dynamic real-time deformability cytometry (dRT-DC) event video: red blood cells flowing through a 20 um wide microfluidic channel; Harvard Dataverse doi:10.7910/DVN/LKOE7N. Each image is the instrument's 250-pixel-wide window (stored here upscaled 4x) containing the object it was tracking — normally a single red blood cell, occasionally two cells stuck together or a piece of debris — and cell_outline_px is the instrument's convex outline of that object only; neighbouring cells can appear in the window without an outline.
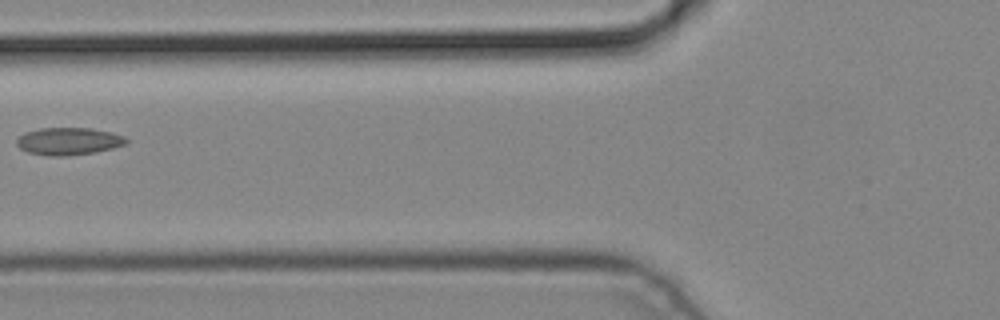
{"species": "common noctule bat (a hibernating species)", "species_latin": "Nyctalus noctula", "temperature_condition": "cold", "stored_images_in_passage": 2, "camera_frame_rate_fps": 3000, "um_per_image_px": 0.085, "animal": {"sex": "male", "body_mass_g": 19.2, "forearm_length_mm": 51.8}, "frame": {"image": 1, "passage_image": 2, "time_ms": 0.333, "image_size_px": [1000, 320], "cell_outline_px": [[128, 144], [96, 152], [64, 156], [48, 156], [28, 152], [20, 148], [16, 144], [16, 140], [24, 132], [40, 128], [92, 128], [112, 132], [124, 136], [128, 140]], "centroid_in_image_um": [5.84, 12.0], "position_along_channel_um": 120.0, "area_um2": 17.63}}